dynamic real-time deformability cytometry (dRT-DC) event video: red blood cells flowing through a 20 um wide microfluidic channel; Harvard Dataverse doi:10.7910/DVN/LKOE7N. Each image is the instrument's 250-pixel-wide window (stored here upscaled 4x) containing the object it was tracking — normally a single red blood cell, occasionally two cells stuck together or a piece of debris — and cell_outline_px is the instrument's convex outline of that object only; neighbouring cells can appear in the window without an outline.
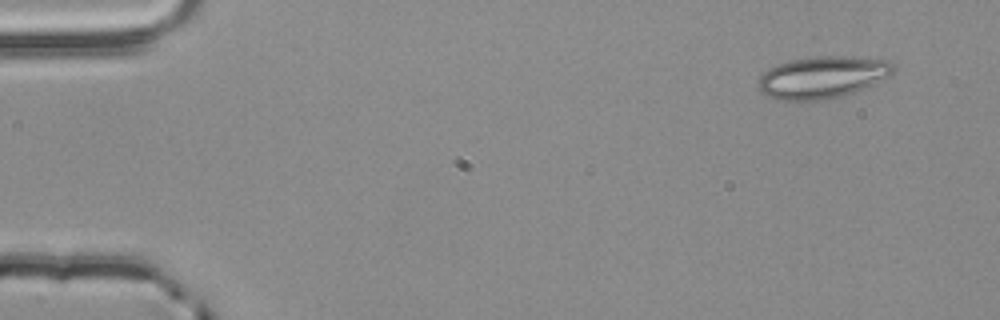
{"species": "common noctule bat (a hibernating species)", "species_latin": "Nyctalus noctula", "temperature_condition": "room temperature", "stored_images_in_passage": 3, "camera_frame_rate_fps": 3000, "um_per_image_px": 0.085, "animal": {"sex": "male", "body_mass_g": 20.4}, "frame": {"image": 1, "passage_image": 1, "time_ms": 0.0, "image_size_px": [1000, 320], "cell_outline_px": [[896, 68], [888, 76], [868, 88], [856, 92], [824, 100], [784, 100], [764, 96], [756, 88], [756, 80], [768, 68], [776, 64], [792, 60], [816, 56], [844, 56], [892, 60]], "centroid_in_image_um": [69.89, 6.57], "position_along_channel_um": 15.1, "area_um2": 33.64}}